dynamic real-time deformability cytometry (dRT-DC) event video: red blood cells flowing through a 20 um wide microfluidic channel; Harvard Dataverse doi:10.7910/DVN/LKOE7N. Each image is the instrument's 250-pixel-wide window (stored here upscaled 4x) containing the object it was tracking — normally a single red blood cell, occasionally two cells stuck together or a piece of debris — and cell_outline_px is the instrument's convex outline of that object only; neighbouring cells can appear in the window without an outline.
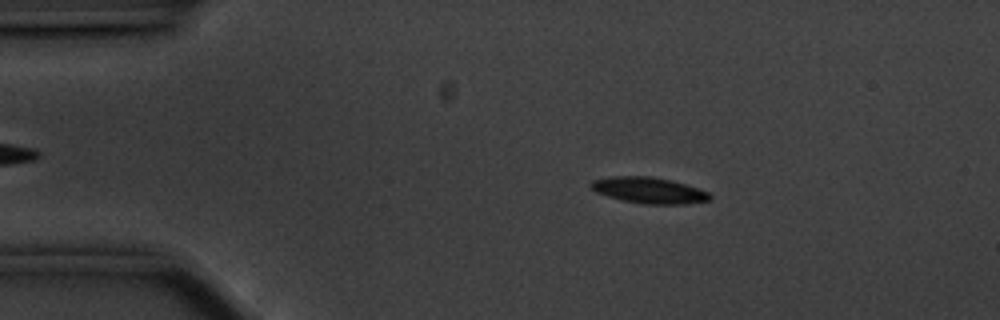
{"species": "common noctule bat (a hibernating species)", "species_latin": "Nyctalus noctula", "temperature_condition": "cold", "stored_images_in_passage": 55, "camera_frame_rate_fps": 3000, "um_per_image_px": 0.085, "animal": {"sex": "male", "body_mass_g": 20.1, "forearm_length_mm": 53.5}, "frame": {"image": 1, "passage_image": 9, "time_ms": 2.667, "image_size_px": [1000, 320], "cell_outline_px": [[712, 196], [708, 200], [688, 204], [644, 204], [624, 200], [608, 196], [596, 192], [588, 184], [592, 180], [608, 176], [652, 176], [684, 184], [708, 192]], "centroid_in_image_um": [55.12, 16.17], "position_along_channel_um": 29.9, "area_um2": 17.92}}
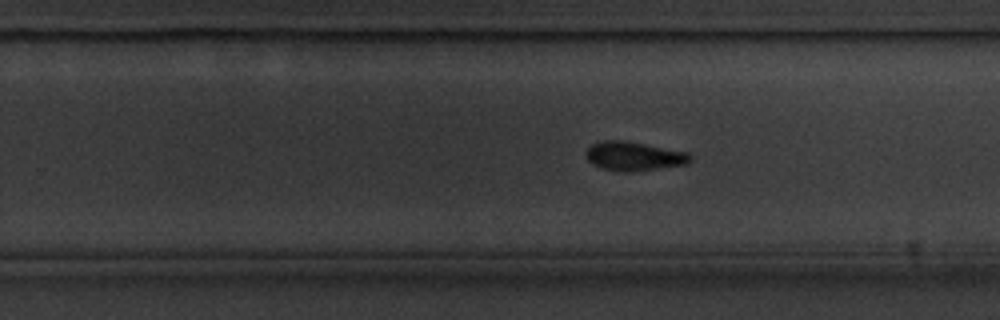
{"frame": {"image": 2, "passage_image": 34, "time_ms": 11.0, "image_size_px": [1000, 320], "cell_outline_px": [[692, 160], [688, 164], [628, 172], [624, 172], [600, 168], [592, 164], [584, 156], [584, 152], [592, 144], [604, 140], [620, 140], [644, 144], [688, 152], [692, 156]], "centroid_in_image_um": [53.86, 13.28], "position_along_channel_um": 275.9, "area_um2": 17.63}}
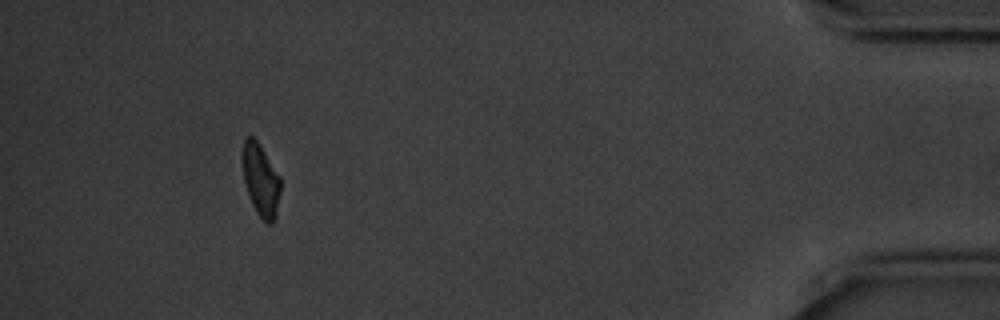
{"frame": {"image": 3, "passage_image": 51, "time_ms": 16.667, "image_size_px": [1000, 320], "cell_outline_px": [[280, 192], [276, 216], [272, 224], [268, 224], [256, 212], [248, 196], [244, 180], [244, 136], [252, 136], [256, 140], [280, 176]], "centroid_in_image_um": [22.18, 15.35], "position_along_channel_um": 413.0, "area_um2": 15.61}, "authors_computed_cell_mechanics": {"area_um2": 17.5712, "velocity_mm_per_s": 3.5301, "shape_relaxation_time_tau1_ms": 2.3524, "shape_relaxation_time_tau2_ms": null, "deformation_change_tau1": 0.1051, "deformation_change_tau2": null}}